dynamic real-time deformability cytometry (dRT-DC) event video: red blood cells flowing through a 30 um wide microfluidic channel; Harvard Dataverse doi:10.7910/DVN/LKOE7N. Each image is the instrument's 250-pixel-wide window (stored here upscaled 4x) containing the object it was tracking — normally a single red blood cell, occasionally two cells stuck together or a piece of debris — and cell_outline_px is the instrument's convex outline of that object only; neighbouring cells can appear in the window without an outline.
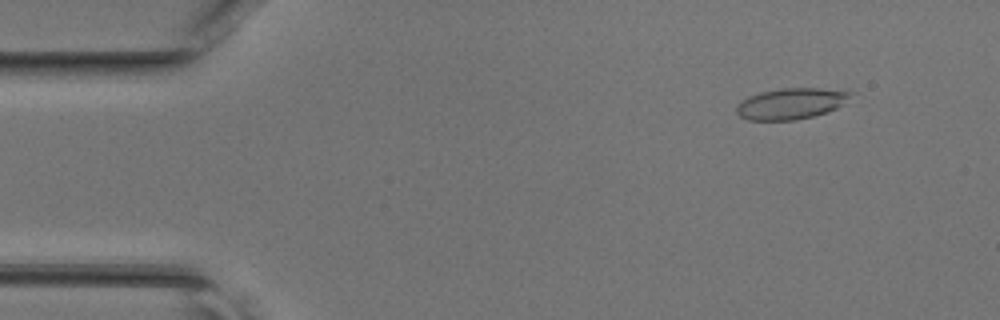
{"species": "common noctule bat (a hibernating species)", "species_latin": "Nyctalus noctula", "temperature_condition": "room temperature", "stored_images_in_passage": 46, "camera_frame_rate_fps": 3000, "um_per_image_px": 0.085, "animal": {"sex": "female", "body_mass_g": 17.0, "forearm_length_mm": 48.0}, "frame": {"image": 1, "passage_image": 5, "time_ms": 1.333, "image_size_px": [1000, 320], "cell_outline_px": [[856, 92], [836, 108], [812, 116], [796, 120], [748, 120], [740, 116], [736, 112], [736, 104], [748, 96], [760, 92], [780, 88], [820, 88]], "centroid_in_image_um": [67.19, 8.8], "position_along_channel_um": 17.8, "area_um2": 20.58}}
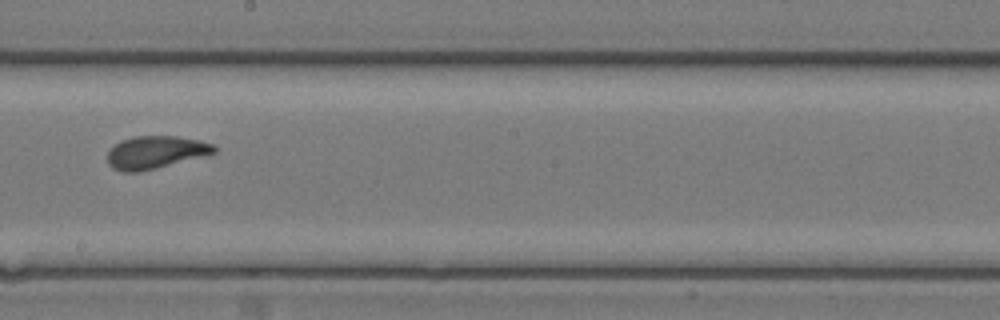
{"frame": {"image": 2, "passage_image": 26, "time_ms": 8.333, "image_size_px": [1000, 320], "cell_outline_px": [[216, 152], [156, 168], [136, 172], [120, 172], [112, 168], [108, 164], [108, 152], [116, 144], [124, 140], [136, 136], [176, 136], [200, 140], [212, 144], [216, 148]], "centroid_in_image_um": [13.2, 12.95], "position_along_channel_um": 235.0, "area_um2": 19.94}}
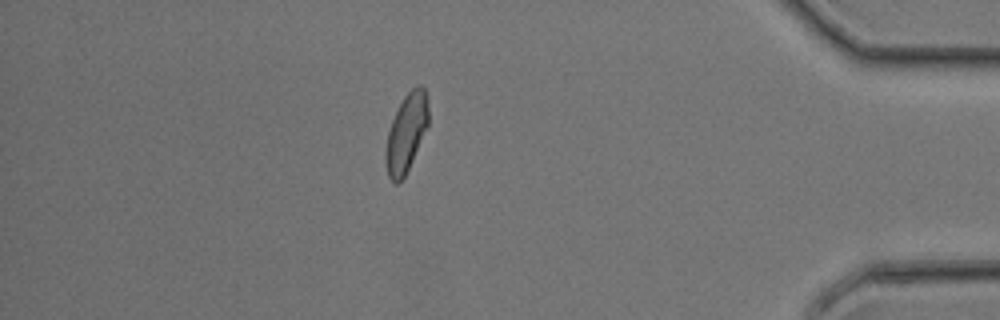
{"frame": {"image": 3, "passage_image": 40, "time_ms": 13.0, "image_size_px": [1000, 320], "cell_outline_px": [[428, 128], [404, 176], [396, 184], [388, 176], [384, 160], [384, 152], [388, 132], [392, 120], [404, 96], [416, 84], [420, 84], [424, 88], [428, 96]], "centroid_in_image_um": [34.54, 11.26], "position_along_channel_um": 400.7, "area_um2": 19.54}}